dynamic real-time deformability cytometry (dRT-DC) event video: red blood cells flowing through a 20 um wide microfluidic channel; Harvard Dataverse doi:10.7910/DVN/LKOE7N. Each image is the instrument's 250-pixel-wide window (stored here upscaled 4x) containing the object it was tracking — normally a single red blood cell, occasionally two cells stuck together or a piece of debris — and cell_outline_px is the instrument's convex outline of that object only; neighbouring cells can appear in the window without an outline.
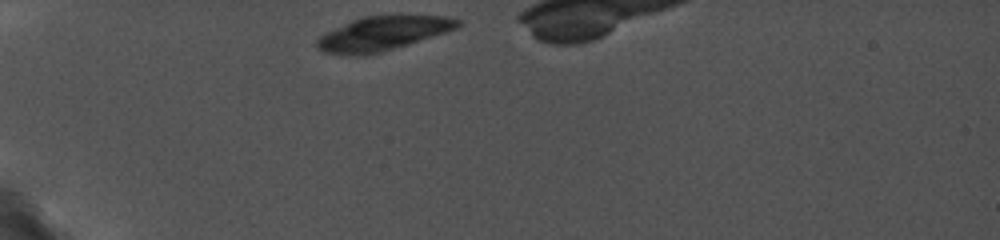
{"species": "common noctule bat (a hibernating species)", "species_latin": "Nyctalus noctula", "temperature_condition": "cold", "stored_images_in_passage": 6, "camera_frame_rate_fps": 5000, "um_per_image_px": 0.085, "animal": {"sex": "female", "body_mass_g": 19.0, "forearm_length_mm": 56.7}, "frame": {"image": 1, "passage_image": 1, "time_ms": 0.0, "image_size_px": [1000, 240], "cell_outline_px": [[464, 24], [456, 28], [444, 32], [380, 52], [364, 56], [352, 56], [324, 52], [316, 48], [316, 40], [324, 32], [352, 20], [364, 16], [444, 16], [464, 20]], "centroid_in_image_um": [32.48, 2.85], "position_along_channel_um": 52.5, "area_um2": 27.69}}